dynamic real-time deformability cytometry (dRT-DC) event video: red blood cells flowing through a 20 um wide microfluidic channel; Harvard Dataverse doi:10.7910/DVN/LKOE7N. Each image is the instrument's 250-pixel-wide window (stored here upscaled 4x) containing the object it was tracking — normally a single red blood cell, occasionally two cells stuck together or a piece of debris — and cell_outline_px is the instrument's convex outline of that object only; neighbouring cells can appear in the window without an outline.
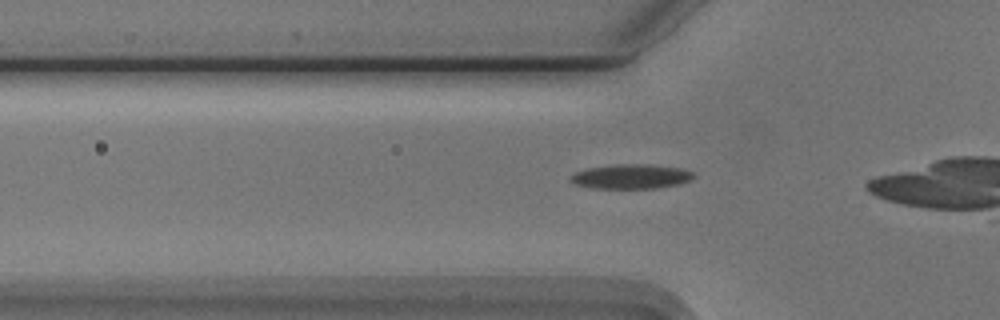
{"species": "Egyptian fruit bat (a non-hibernating species)", "species_latin": "Rousettus aegyptiacus", "temperature_condition": "cold", "stored_images_in_passage": 11, "camera_frame_rate_fps": 3000, "um_per_image_px": 0.085, "animal": {"sex": "male"}, "frame": {"image": 1, "passage_image": 5, "time_ms": 1.333, "image_size_px": [1000, 320], "cell_outline_px": [[696, 176], [692, 180], [680, 184], [656, 188], [592, 188], [572, 184], [568, 180], [568, 176], [576, 172], [588, 168], [616, 164], [648, 164], [680, 168], [692, 172]], "centroid_in_image_um": [53.61, 15.01], "position_along_channel_um": 72.2, "area_um2": 17.8}}